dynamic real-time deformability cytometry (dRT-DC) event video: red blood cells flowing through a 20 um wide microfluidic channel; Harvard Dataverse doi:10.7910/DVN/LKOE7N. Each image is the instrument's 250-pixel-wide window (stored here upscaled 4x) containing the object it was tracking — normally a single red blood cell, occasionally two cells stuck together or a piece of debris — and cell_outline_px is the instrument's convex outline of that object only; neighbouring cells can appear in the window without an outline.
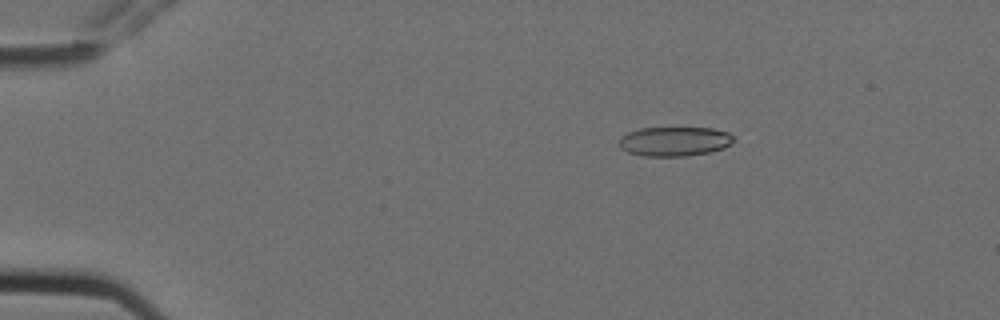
{"species": "Egyptian fruit bat (a non-hibernating species)", "species_latin": "Rousettus aegyptiacus", "temperature_condition": "cold", "stored_images_in_passage": 3, "camera_frame_rate_fps": 3000, "um_per_image_px": 0.085, "animal": {"sex": "female"}, "frame": {"image": 1, "passage_image": 1, "time_ms": 0.0, "image_size_px": [1000, 320], "cell_outline_px": [[736, 140], [732, 144], [724, 148], [708, 152], [688, 156], [644, 156], [628, 152], [620, 148], [620, 136], [628, 132], [640, 128], [712, 128], [728, 132]], "centroid_in_image_um": [57.35, 12.02], "position_along_channel_um": 27.7, "area_um2": 19.71}}